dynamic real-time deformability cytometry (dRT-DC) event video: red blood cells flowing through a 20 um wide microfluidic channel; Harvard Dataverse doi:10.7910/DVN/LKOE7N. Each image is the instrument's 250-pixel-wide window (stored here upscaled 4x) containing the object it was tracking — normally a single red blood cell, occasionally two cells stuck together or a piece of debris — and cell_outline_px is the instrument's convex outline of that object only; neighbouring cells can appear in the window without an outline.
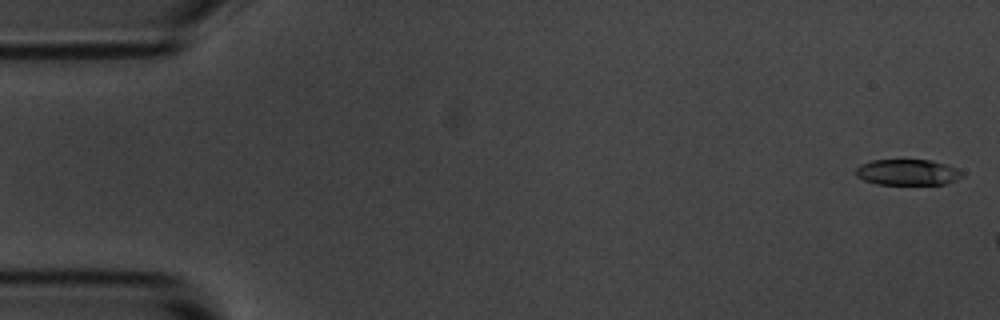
{"species": "common noctule bat (a hibernating species)", "species_latin": "Nyctalus noctula", "temperature_condition": "room temperature", "stored_images_in_passage": 7, "camera_frame_rate_fps": 3000, "um_per_image_px": 0.085, "animal": {"sex": "male", "body_mass_g": 20.1, "forearm_length_mm": 53.5}, "frame": {"image": 1, "passage_image": 1, "time_ms": 0.0, "image_size_px": [1000, 320], "cell_outline_px": [[964, 176], [956, 180], [944, 184], [876, 184], [864, 180], [856, 176], [856, 168], [860, 164], [872, 160], [932, 160], [956, 168], [964, 172]], "centroid_in_image_um": [77.15, 14.64], "position_along_channel_um": 7.9, "area_um2": 16.07}}